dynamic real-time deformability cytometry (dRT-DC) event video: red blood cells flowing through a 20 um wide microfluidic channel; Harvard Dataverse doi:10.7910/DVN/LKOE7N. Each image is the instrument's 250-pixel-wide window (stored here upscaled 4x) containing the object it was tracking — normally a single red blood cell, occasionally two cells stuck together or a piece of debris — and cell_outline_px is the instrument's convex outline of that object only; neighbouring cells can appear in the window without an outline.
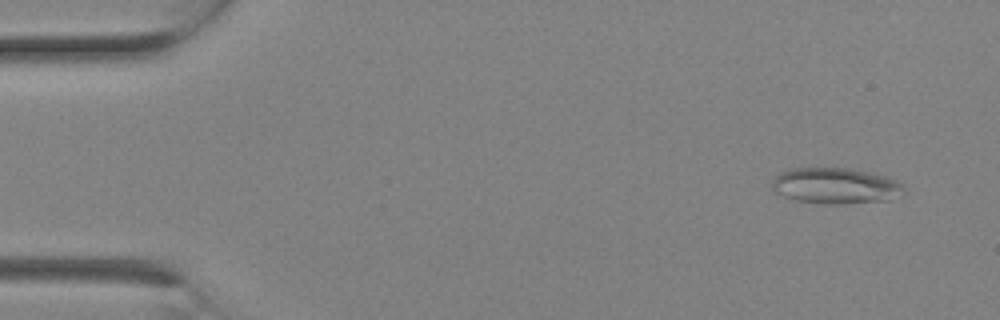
{"species": "Egyptian fruit bat (a non-hibernating species)", "species_latin": "Rousettus aegyptiacus", "temperature_condition": "room temperature", "stored_images_in_passage": 2, "camera_frame_rate_fps": 3000, "um_per_image_px": 0.085, "animal": {"sex": "female"}, "frame": {"image": 1, "passage_image": 1, "time_ms": 0.0, "image_size_px": [1000, 320], "cell_outline_px": [[908, 192], [888, 200], [844, 204], [824, 204], [796, 200], [784, 196], [776, 192], [772, 188], [772, 180], [780, 172], [792, 168], [848, 168], [884, 176], [896, 180], [904, 184]], "centroid_in_image_um": [71.06, 15.8], "position_along_channel_um": 13.9, "area_um2": 27.74}}